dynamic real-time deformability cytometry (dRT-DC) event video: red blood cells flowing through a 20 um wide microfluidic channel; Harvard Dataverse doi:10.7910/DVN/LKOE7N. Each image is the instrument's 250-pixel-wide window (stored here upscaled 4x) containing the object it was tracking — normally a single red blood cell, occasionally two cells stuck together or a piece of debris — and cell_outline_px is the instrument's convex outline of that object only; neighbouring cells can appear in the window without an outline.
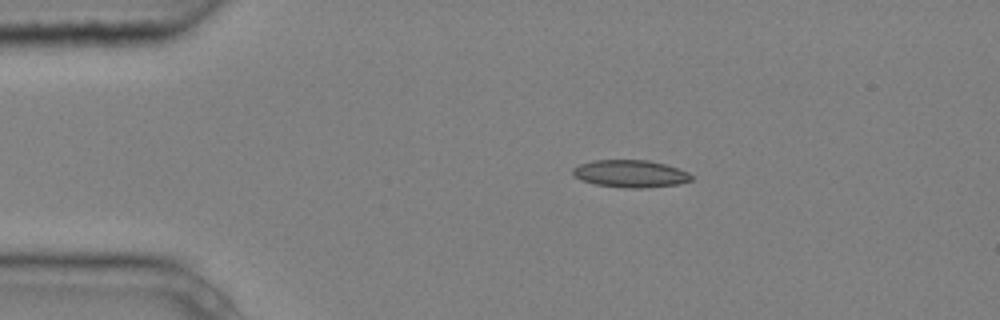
{"species": "common noctule bat (a hibernating species)", "species_latin": "Nyctalus noctula", "temperature_condition": "cold", "stored_images_in_passage": 8, "camera_frame_rate_fps": 3000, "um_per_image_px": 0.085, "animal": {"sex": "male", "body_mass_g": 20.4}, "frame": {"image": 1, "passage_image": 3, "time_ms": 0.667, "image_size_px": [1000, 320], "cell_outline_px": [[692, 180], [680, 184], [648, 188], [624, 188], [596, 184], [580, 180], [572, 172], [572, 168], [580, 164], [592, 160], [648, 160], [664, 164], [688, 172], [692, 176]], "centroid_in_image_um": [53.58, 14.77], "position_along_channel_um": 31.4, "area_um2": 18.96}}
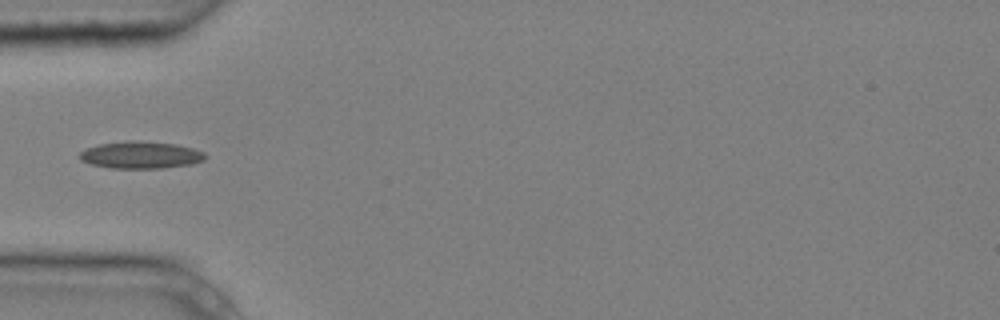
{"frame": {"image": 2, "passage_image": 5, "time_ms": 1.333, "image_size_px": [1000, 320], "cell_outline_px": [[208, 156], [204, 160], [192, 164], [164, 168], [112, 168], [92, 164], [80, 160], [80, 152], [84, 148], [100, 144], [132, 140], [136, 140], [176, 144], [192, 148], [204, 152]], "centroid_in_image_um": [11.98, 13.17], "position_along_channel_um": 73.0, "area_um2": 19.88}}
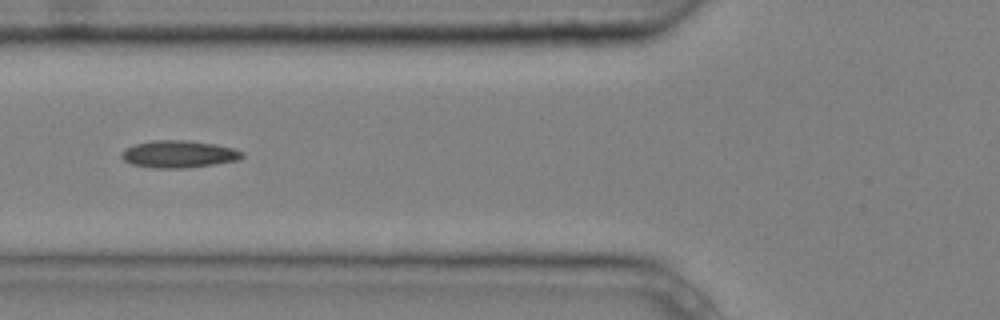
{"frame": {"image": 3, "passage_image": 6, "time_ms": 1.667, "image_size_px": [1000, 320], "cell_outline_px": [[244, 156], [240, 160], [216, 164], [188, 168], [152, 168], [132, 164], [124, 160], [120, 156], [124, 148], [136, 144], [152, 140], [184, 140], [216, 144], [232, 148], [244, 152]], "centroid_in_image_um": [15.21, 13.1], "position_along_channel_um": 110.6, "area_um2": 19.31}}